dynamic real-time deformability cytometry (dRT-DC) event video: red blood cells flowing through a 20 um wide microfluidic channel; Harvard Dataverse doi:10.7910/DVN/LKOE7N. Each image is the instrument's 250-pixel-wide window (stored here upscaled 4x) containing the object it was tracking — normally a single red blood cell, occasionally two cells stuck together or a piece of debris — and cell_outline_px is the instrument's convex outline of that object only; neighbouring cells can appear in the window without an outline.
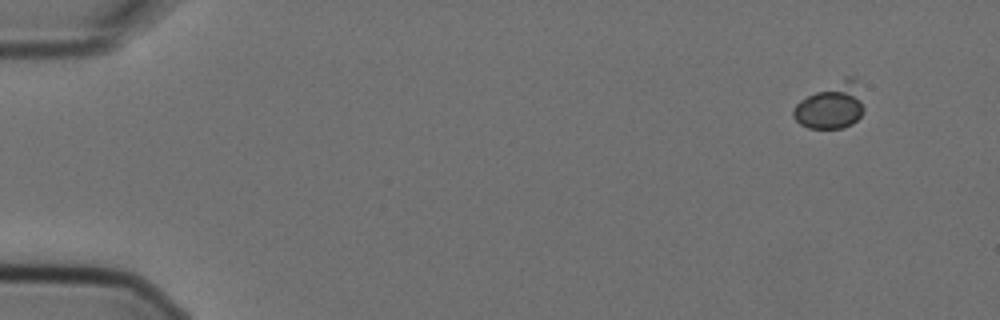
{"species": "Egyptian fruit bat (a non-hibernating species)", "species_latin": "Rousettus aegyptiacus", "temperature_condition": "cold", "stored_images_in_passage": 5, "camera_frame_rate_fps": 3000, "um_per_image_px": 0.085, "animal": {"sex": "female"}, "frame": {"image": 1, "passage_image": 1, "time_ms": 0.0, "image_size_px": [1000, 320], "cell_outline_px": [[864, 112], [852, 124], [840, 128], [808, 128], [800, 124], [792, 116], [792, 108], [800, 100], [848, 76], [856, 76], [864, 108]], "centroid_in_image_um": [70.65, 9.0], "position_along_channel_um": 14.4, "area_um2": 18.73}}